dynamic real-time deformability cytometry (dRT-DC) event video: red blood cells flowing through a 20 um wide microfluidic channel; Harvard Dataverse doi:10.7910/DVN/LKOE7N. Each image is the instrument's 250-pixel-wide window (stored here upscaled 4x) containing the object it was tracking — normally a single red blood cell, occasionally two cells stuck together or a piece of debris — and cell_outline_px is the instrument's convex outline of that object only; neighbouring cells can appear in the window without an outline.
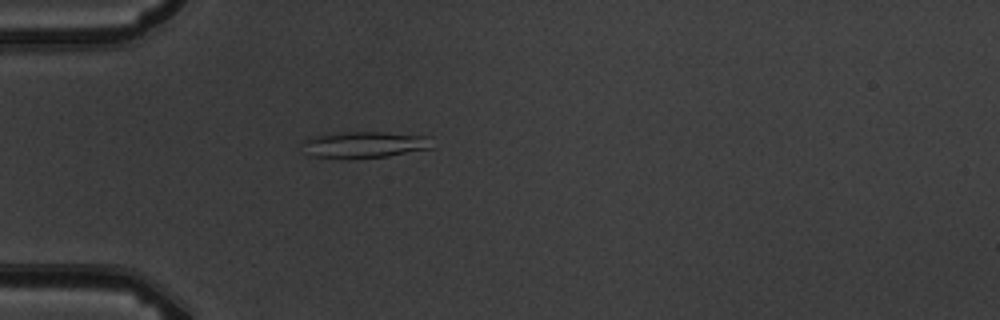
{"species": "common noctule bat (a hibernating species)", "species_latin": "Nyctalus noctula", "temperature_condition": "warm", "stored_images_in_passage": 5, "camera_frame_rate_fps": 3000, "um_per_image_px": 0.085, "animal": {"sex": "male", "body_mass_g": 19.5, "forearm_length_mm": 54.6}, "frame": {"image": 1, "passage_image": 5, "time_ms": 4.333, "image_size_px": [1000, 320], "cell_outline_px": [[432, 148], [388, 156], [348, 160], [344, 160], [308, 156], [300, 144], [308, 136], [328, 132], [380, 132], [428, 136]], "centroid_in_image_um": [30.81, 12.31], "position_along_channel_um": 54.2, "area_um2": 20.75}}